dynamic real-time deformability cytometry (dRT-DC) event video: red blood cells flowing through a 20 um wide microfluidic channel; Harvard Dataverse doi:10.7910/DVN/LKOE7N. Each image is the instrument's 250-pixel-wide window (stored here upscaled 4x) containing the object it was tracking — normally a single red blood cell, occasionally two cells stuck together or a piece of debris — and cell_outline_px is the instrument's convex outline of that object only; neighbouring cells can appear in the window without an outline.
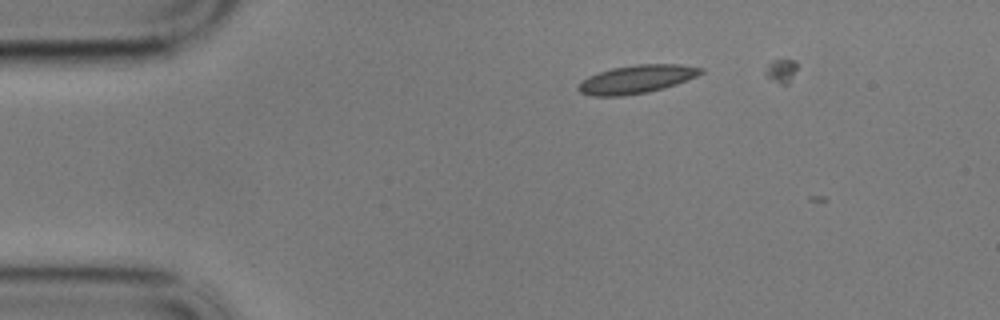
{"species": "common noctule bat (a hibernating species)", "species_latin": "Nyctalus noctula", "temperature_condition": "cold", "stored_images_in_passage": 3, "camera_frame_rate_fps": 3000, "um_per_image_px": 0.085, "animal": {"sex": "male", "body_mass_g": 17.9}, "frame": {"image": 1, "passage_image": 1, "time_ms": 0.0, "image_size_px": [1000, 320], "cell_outline_px": [[704, 72], [696, 76], [676, 84], [664, 88], [648, 92], [624, 96], [592, 96], [580, 92], [576, 88], [580, 80], [588, 76], [612, 68], [636, 64], [680, 64], [704, 68]], "centroid_in_image_um": [54.09, 6.73], "position_along_channel_um": 30.9, "area_um2": 20.29}}